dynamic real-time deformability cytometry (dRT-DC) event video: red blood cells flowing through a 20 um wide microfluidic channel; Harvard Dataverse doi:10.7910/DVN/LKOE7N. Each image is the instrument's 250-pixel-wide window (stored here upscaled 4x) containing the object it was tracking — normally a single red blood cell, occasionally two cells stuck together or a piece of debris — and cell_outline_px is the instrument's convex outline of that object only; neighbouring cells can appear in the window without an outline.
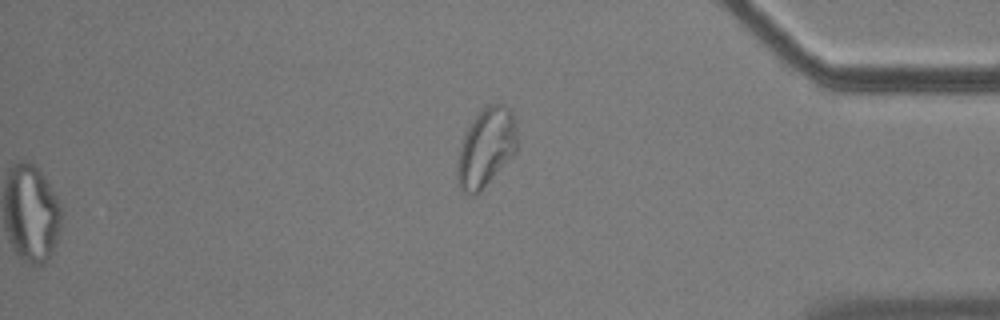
{"species": "common noctule bat (a hibernating species)", "species_latin": "Nyctalus noctula", "temperature_condition": "cold", "stored_images_in_passage": 56, "segment_of_instrument_passage": [2, 2], "camera_frame_rate_fps": 3000, "um_per_image_px": 0.085, "animal": {"sex": "male", "body_mass_g": 17.9}, "frame": {"image": 1, "passage_image": 56, "time_ms": 18.333, "image_size_px": [1000, 320], "cell_outline_px": [[520, 148], [480, 192], [472, 196], [468, 196], [460, 188], [456, 172], [460, 148], [464, 132], [468, 124], [488, 104], [504, 104], [512, 112], [516, 128]], "centroid_in_image_um": [41.33, 12.55], "position_along_channel_um": 393.9, "area_um2": 27.74}}